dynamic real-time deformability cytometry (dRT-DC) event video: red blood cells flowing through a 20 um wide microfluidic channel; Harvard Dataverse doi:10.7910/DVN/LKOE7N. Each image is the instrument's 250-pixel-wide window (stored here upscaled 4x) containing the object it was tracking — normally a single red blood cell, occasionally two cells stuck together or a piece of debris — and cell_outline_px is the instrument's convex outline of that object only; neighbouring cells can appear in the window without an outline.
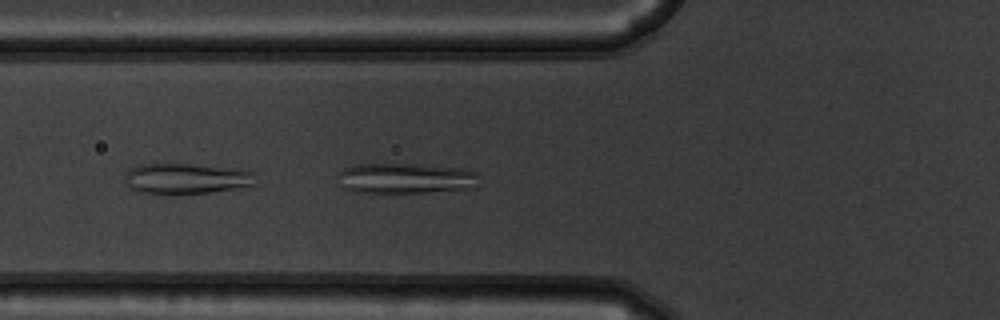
{"species": "common noctule bat (a hibernating species)", "species_latin": "Nyctalus noctula", "temperature_condition": "warm", "stored_images_in_passage": 46, "camera_frame_rate_fps": 3000, "um_per_image_px": 0.085, "animal": {"sex": "male", "body_mass_g": 19.5, "forearm_length_mm": 54.6}, "frame": {"image": 1, "passage_image": 13, "time_ms": 4.0, "image_size_px": [1000, 320], "cell_outline_px": [[476, 188], [428, 192], [356, 192], [344, 188], [340, 172], [344, 168], [356, 164], [424, 164], [468, 168], [476, 172]], "centroid_in_image_um": [34.57, 15.14], "position_along_channel_um": 91.2, "area_um2": 24.97}}
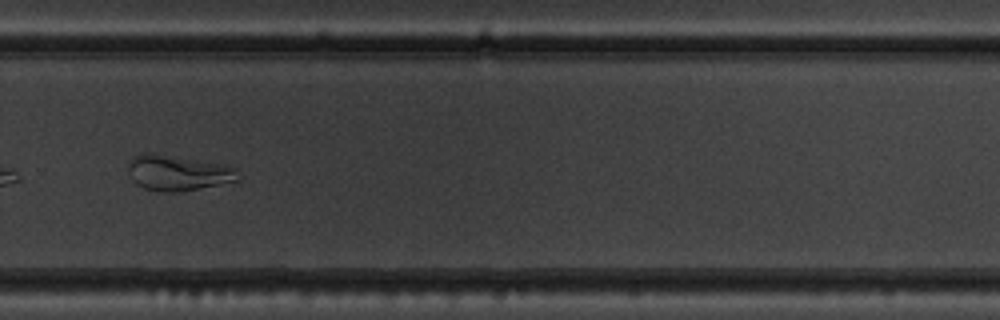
{"frame": {"image": 2, "passage_image": 31, "time_ms": 10.0, "image_size_px": [1000, 320], "cell_outline_px": [[240, 180], [220, 184], [176, 192], [160, 192], [144, 188], [136, 184], [132, 180], [128, 172], [128, 164], [132, 156], [144, 152], [156, 152], [224, 164], [236, 168], [240, 172]], "centroid_in_image_um": [15.11, 14.66], "position_along_channel_um": 314.7, "area_um2": 23.24}}
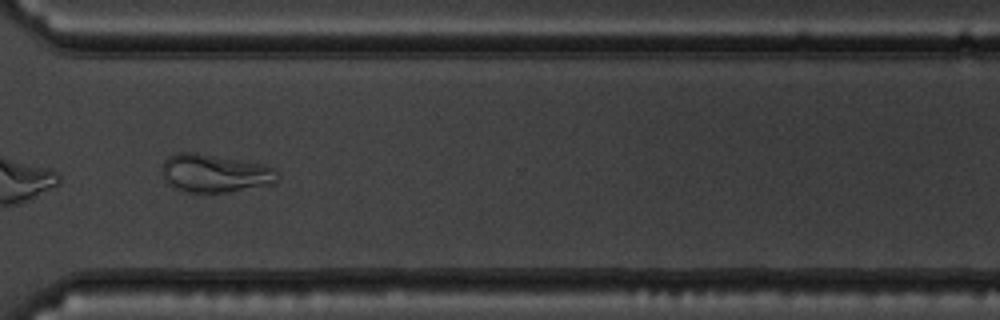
{"frame": {"image": 3, "passage_image": 34, "time_ms": 11.0, "image_size_px": [1000, 320], "cell_outline_px": [[280, 176], [276, 184], [228, 192], [188, 192], [176, 188], [168, 184], [164, 180], [160, 172], [160, 164], [168, 156], [176, 152], [196, 152], [264, 164], [276, 168]], "centroid_in_image_um": [18.26, 14.72], "position_along_channel_um": 352.3, "area_um2": 26.36}, "authors_computed_cell_mechanics": {"area_um2": 27.166, "velocity_mm_per_s": 3.7228, "shape_relaxation_time_tau1_ms": null, "shape_relaxation_time_tau2_ms": 1.0236, "deformation_change_tau1": null, "deformation_change_tau2": 0.0769}}